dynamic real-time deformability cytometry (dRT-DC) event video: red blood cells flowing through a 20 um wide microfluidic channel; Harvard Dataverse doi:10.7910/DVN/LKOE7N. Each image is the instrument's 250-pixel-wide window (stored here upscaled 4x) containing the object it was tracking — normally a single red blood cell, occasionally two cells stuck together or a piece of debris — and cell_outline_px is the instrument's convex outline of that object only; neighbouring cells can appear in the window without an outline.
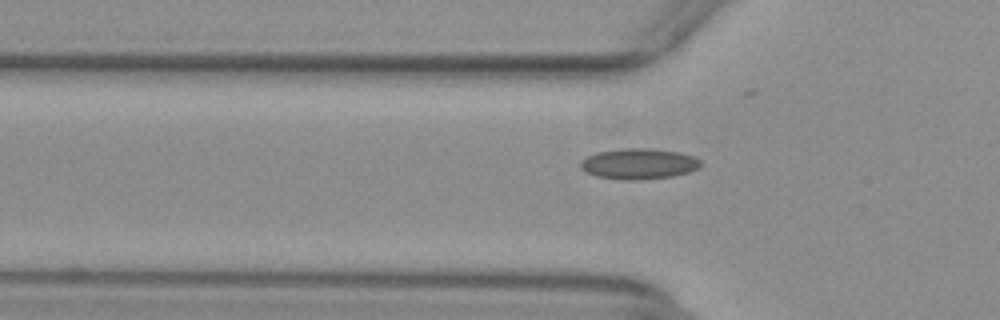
{"species": "common noctule bat (a hibernating species)", "species_latin": "Nyctalus noctula", "temperature_condition": "warm", "stored_images_in_passage": 35, "camera_frame_rate_fps": 3000, "um_per_image_px": 0.085, "animal": {"sex": "female", "body_mass_g": 29.2, "forearm_length_mm": 56.3}, "frame": {"image": 1, "passage_image": 9, "time_ms": 2.667, "image_size_px": [1000, 320], "cell_outline_px": [[700, 168], [688, 172], [672, 176], [636, 180], [624, 180], [596, 176], [584, 172], [580, 168], [580, 160], [596, 152], [624, 148], [644, 148], [680, 152], [692, 156], [700, 160]], "centroid_in_image_um": [54.25, 13.92], "position_along_channel_um": 71.5, "area_um2": 21.5}}
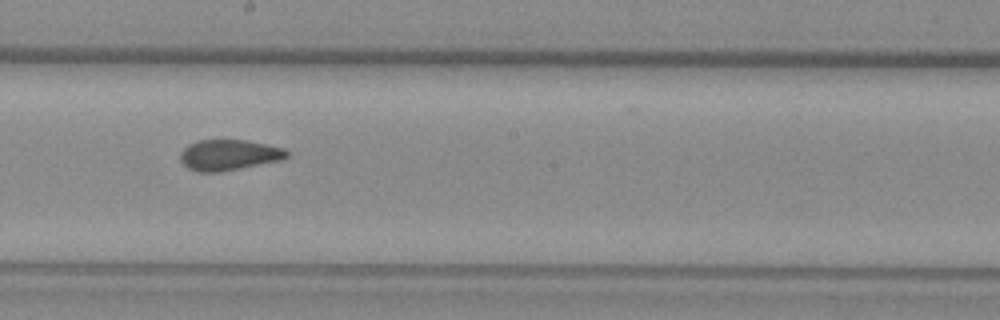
{"frame": {"image": 2, "passage_image": 21, "time_ms": 6.667, "image_size_px": [1000, 320], "cell_outline_px": [[288, 156], [284, 160], [220, 172], [200, 172], [188, 168], [180, 160], [180, 152], [188, 144], [196, 140], [248, 140], [284, 148], [288, 152]], "centroid_in_image_um": [19.47, 13.17], "position_along_channel_um": 228.7, "area_um2": 19.25}}
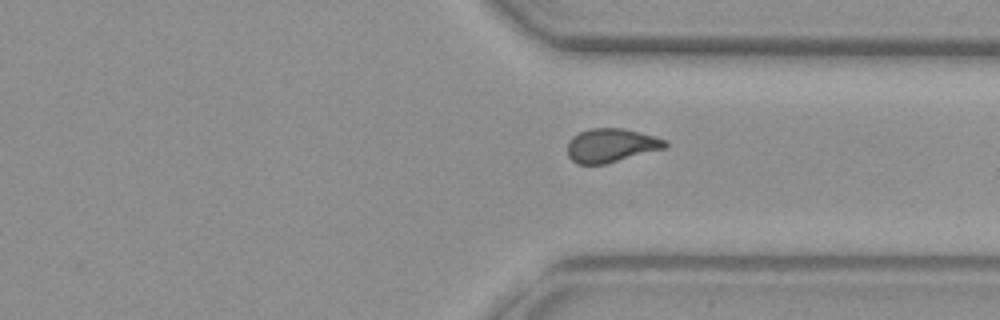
{"frame": {"image": 3, "passage_image": 31, "time_ms": 10.0, "image_size_px": [1000, 320], "cell_outline_px": [[668, 148], [604, 164], [576, 164], [568, 156], [568, 140], [572, 136], [580, 132], [592, 128], [620, 128], [668, 140]], "centroid_in_image_um": [51.95, 12.37], "position_along_channel_um": 359.5, "area_um2": 19.19}}